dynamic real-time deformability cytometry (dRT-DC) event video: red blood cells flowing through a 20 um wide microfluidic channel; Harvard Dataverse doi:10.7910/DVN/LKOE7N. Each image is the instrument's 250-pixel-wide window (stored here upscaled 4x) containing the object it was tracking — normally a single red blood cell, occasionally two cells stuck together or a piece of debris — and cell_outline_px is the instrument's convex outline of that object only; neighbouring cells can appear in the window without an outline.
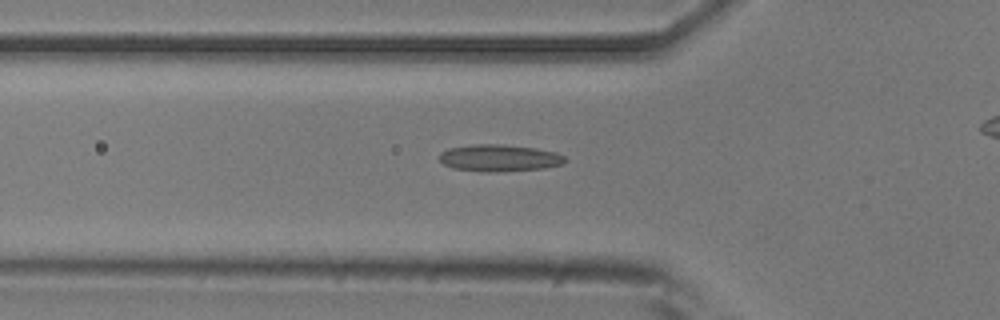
{"species": "common noctule bat (a hibernating species)", "species_latin": "Nyctalus noctula", "temperature_condition": "room temperature", "stored_images_in_passage": 44, "camera_frame_rate_fps": 3000, "um_per_image_px": 0.085, "animal": {"sex": "male", "body_mass_g": 20.5, "forearm_length_mm": 52.5}, "frame": {"image": 1, "passage_image": 17, "time_ms": 5.333, "image_size_px": [1000, 320], "cell_outline_px": [[568, 160], [560, 164], [544, 168], [496, 172], [480, 172], [452, 168], [444, 164], [440, 160], [440, 152], [448, 148], [472, 144], [500, 144], [536, 148], [556, 152], [564, 156]], "centroid_in_image_um": [42.42, 13.43], "position_along_channel_um": 83.4, "area_um2": 19.83}}
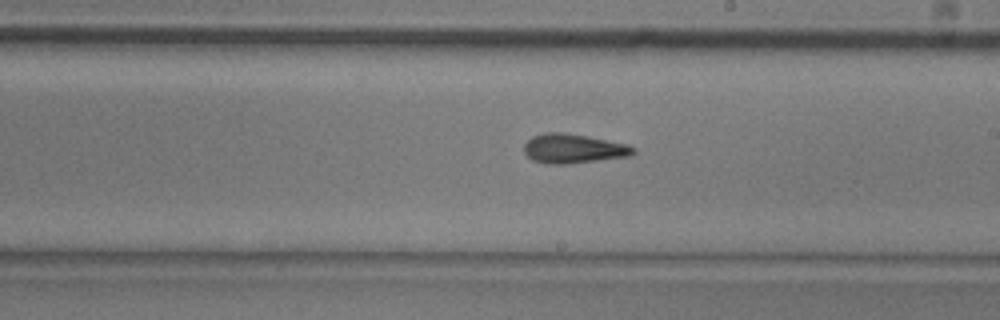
{"frame": {"image": 2, "passage_image": 29, "time_ms": 9.333, "image_size_px": [1000, 320], "cell_outline_px": [[636, 152], [628, 156], [568, 164], [544, 164], [532, 160], [524, 152], [524, 144], [532, 136], [548, 132], [564, 132], [588, 136], [628, 144], [636, 148]], "centroid_in_image_um": [48.72, 12.63], "position_along_channel_um": 240.3, "area_um2": 18.79}}
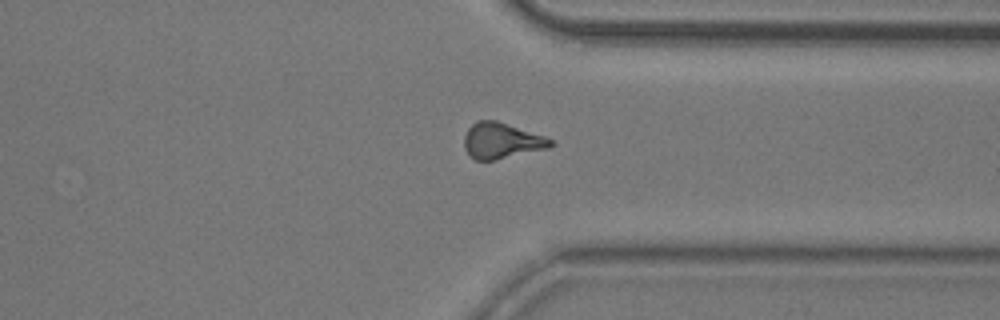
{"frame": {"image": 3, "passage_image": 39, "time_ms": 12.667, "image_size_px": [1000, 320], "cell_outline_px": [[556, 144], [548, 148], [492, 160], [476, 160], [468, 156], [464, 148], [464, 136], [468, 128], [472, 124], [480, 120], [496, 120], [544, 136], [552, 140]], "centroid_in_image_um": [42.6, 11.96], "position_along_channel_um": 368.8, "area_um2": 17.92}}